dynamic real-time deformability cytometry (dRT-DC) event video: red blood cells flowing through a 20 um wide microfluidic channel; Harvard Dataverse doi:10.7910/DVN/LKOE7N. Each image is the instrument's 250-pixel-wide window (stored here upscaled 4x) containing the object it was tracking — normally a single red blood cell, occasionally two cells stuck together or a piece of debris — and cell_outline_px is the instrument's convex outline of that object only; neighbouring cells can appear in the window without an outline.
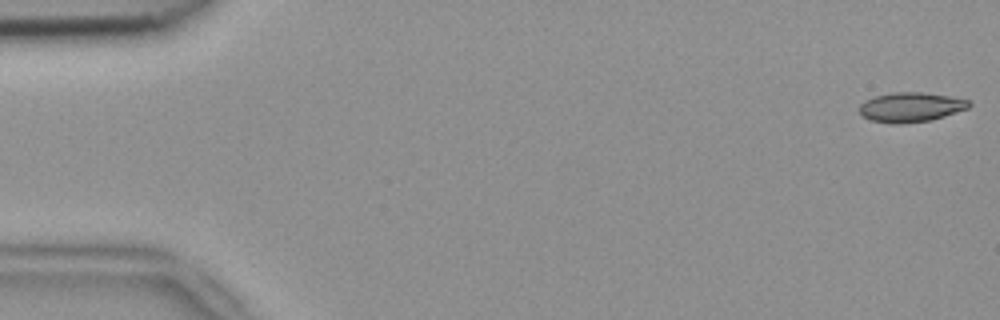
{"species": "common noctule bat (a hibernating species)", "species_latin": "Nyctalus noctula", "temperature_condition": "room temperature", "stored_images_in_passage": 8, "camera_frame_rate_fps": 3000, "um_per_image_px": 0.085, "animal": {"sex": "female", "body_mass_g": 18.4}, "frame": {"image": 1, "passage_image": 1, "time_ms": 0.0, "image_size_px": [1000, 320], "cell_outline_px": [[972, 104], [968, 108], [932, 120], [896, 124], [892, 124], [872, 120], [860, 116], [860, 104], [864, 100], [872, 96], [892, 92], [924, 92], [948, 96], [968, 100]], "centroid_in_image_um": [77.37, 9.1], "position_along_channel_um": 7.6, "area_um2": 19.02}}